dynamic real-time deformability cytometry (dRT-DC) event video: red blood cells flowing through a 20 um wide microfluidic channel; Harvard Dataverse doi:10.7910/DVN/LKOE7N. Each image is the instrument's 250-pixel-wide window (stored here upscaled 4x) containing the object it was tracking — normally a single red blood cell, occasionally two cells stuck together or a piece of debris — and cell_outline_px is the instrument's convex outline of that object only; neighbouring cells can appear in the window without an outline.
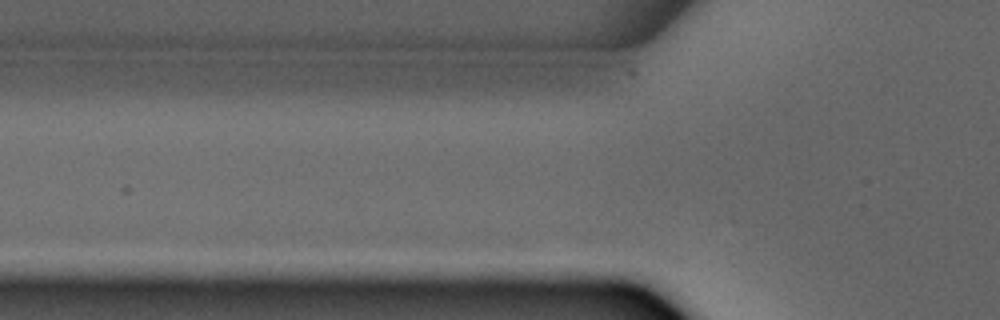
{"species": "common noctule bat (a hibernating species)", "species_latin": "Nyctalus noctula", "temperature_condition": "warm", "stored_images_in_passage": 3, "camera_frame_rate_fps": 3000, "um_per_image_px": 0.085, "animal": {"sex": "male", "forearm_length_mm": 52.5}, "frame": {"image": 1, "passage_image": 3, "time_ms": 2.333, "image_size_px": [1000, 320], "cell_outline_px": [[564, 96], [536, 100], [472, 104], [384, 96], [384, 92], [396, 88], [552, 88], [564, 92]], "centroid_in_image_um": [40.41, 8.03], "position_along_channel_um": 85.4, "area_um2": 15.78}}